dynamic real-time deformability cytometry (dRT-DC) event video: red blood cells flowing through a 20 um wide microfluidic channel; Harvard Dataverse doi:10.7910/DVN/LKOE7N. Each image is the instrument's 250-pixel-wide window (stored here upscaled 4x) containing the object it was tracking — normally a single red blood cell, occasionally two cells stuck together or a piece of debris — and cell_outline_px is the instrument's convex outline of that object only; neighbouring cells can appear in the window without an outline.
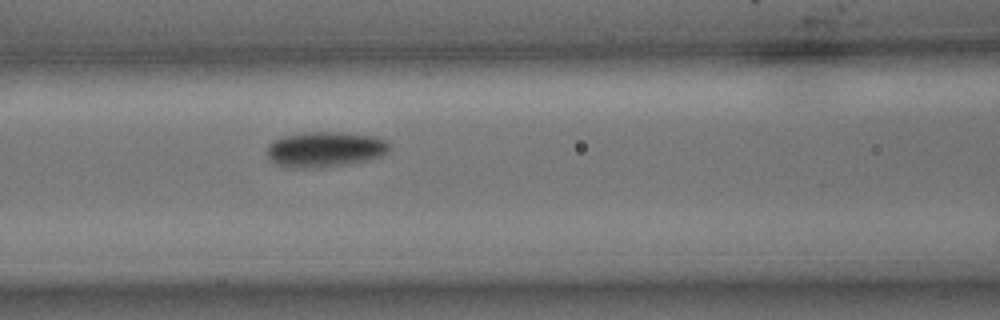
{"species": "common noctule bat (a hibernating species)", "species_latin": "Nyctalus noctula", "temperature_condition": "cold", "stored_images_in_passage": 7, "camera_frame_rate_fps": 3000, "um_per_image_px": 0.085, "animal": {"sex": "male", "body_mass_g": 15.6}, "frame": {"image": 1, "passage_image": 7, "time_ms": 2.0, "image_size_px": [1000, 320], "cell_outline_px": [[392, 148], [388, 152], [372, 160], [348, 164], [320, 168], [288, 168], [276, 164], [268, 156], [268, 144], [272, 140], [284, 136], [304, 132], [344, 132], [376, 136], [388, 140]], "centroid_in_image_um": [27.69, 12.7], "position_along_channel_um": 138.9, "area_um2": 25.84}}